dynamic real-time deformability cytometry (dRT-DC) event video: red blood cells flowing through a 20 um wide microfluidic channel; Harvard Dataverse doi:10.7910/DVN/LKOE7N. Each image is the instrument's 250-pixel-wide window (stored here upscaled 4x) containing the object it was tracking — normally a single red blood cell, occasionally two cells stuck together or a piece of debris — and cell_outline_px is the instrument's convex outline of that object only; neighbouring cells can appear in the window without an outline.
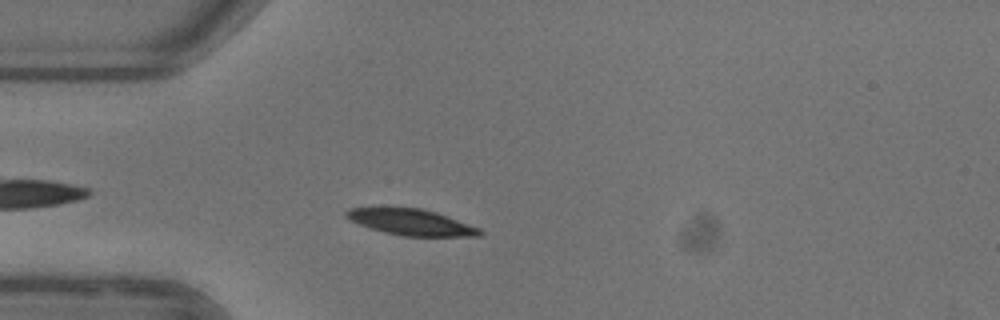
{"species": "common noctule bat (a hibernating species)", "species_latin": "Nyctalus noctula", "temperature_condition": "warm", "stored_images_in_passage": 42, "camera_frame_rate_fps": 3000, "um_per_image_px": 0.085, "animal": {"sex": "female"}, "frame": {"image": 1, "passage_image": 4, "time_ms": 1.0, "image_size_px": [1000, 320], "cell_outline_px": [[484, 232], [480, 236], [404, 236], [384, 232], [368, 228], [348, 220], [344, 216], [344, 212], [348, 208], [420, 208], [436, 212], [480, 228]], "centroid_in_image_um": [34.92, 18.89], "position_along_channel_um": 50.1, "area_um2": 20.29}}
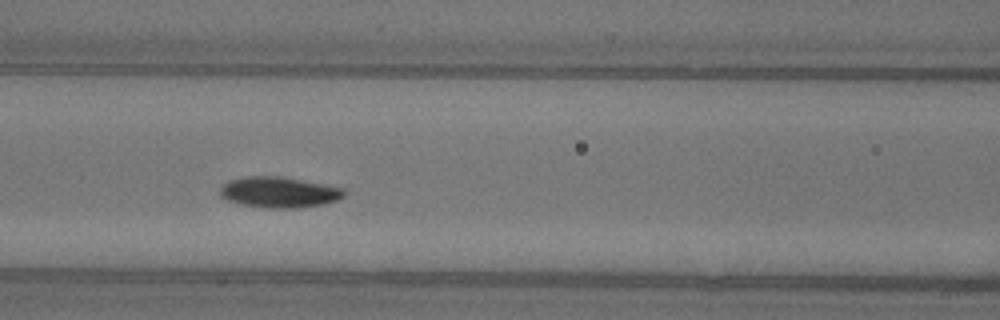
{"frame": {"image": 2, "passage_image": 12, "time_ms": 3.667, "image_size_px": [1000, 320], "cell_outline_px": [[348, 192], [344, 196], [336, 200], [324, 204], [296, 208], [264, 208], [244, 204], [228, 200], [220, 196], [220, 188], [228, 180], [244, 176], [280, 176], [344, 188]], "centroid_in_image_um": [23.73, 16.33], "position_along_channel_um": 142.9, "area_um2": 22.25}}
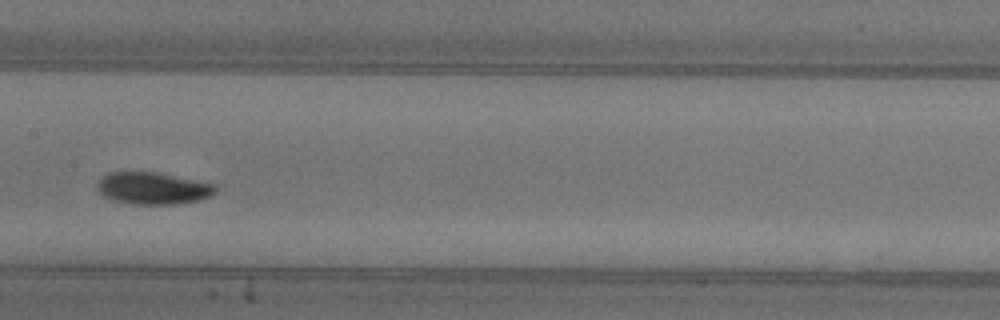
{"frame": {"image": 3, "passage_image": 16, "time_ms": 5.0, "image_size_px": [1000, 320], "cell_outline_px": [[216, 192], [200, 200], [172, 204], [132, 204], [112, 200], [104, 196], [96, 188], [96, 184], [108, 172], [156, 172], [216, 184]], "centroid_in_image_um": [12.98, 16.0], "position_along_channel_um": 194.4, "area_um2": 21.96}, "authors_computed_cell_mechanics": {"area_um2": 20.9814, "velocity_mm_per_s": 3.8722, "shape_relaxation_time_tau1_ms": 4.2452, "shape_relaxation_time_tau2_ms": null, "deformation_change_tau1": 0.1637, "deformation_change_tau2": null}}